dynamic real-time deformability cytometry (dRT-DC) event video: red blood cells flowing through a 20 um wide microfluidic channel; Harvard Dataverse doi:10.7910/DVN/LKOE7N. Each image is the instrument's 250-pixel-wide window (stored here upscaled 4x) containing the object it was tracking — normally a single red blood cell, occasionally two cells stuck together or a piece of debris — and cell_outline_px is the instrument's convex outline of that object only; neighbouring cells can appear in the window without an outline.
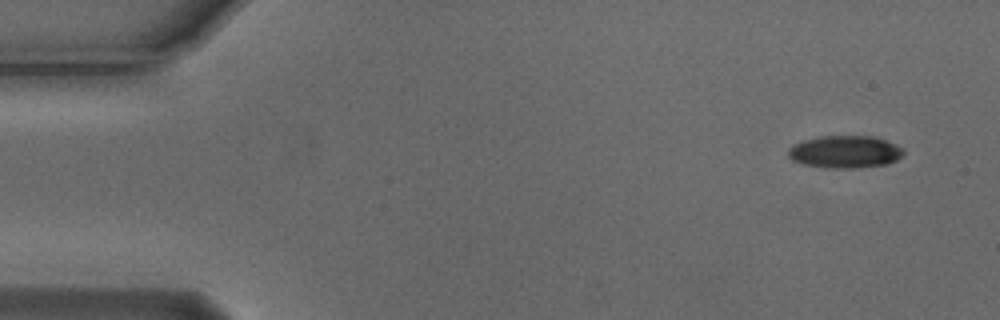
{"species": "Egyptian fruit bat (a non-hibernating species)", "species_latin": "Rousettus aegyptiacus", "temperature_condition": "cold", "stored_images_in_passage": 6, "camera_frame_rate_fps": 3000, "um_per_image_px": 0.085, "animal": {"sex": "male"}, "frame": {"image": 1, "passage_image": 1, "time_ms": 0.0, "image_size_px": [1000, 320], "cell_outline_px": [[904, 152], [896, 160], [888, 164], [856, 168], [824, 168], [804, 164], [792, 160], [788, 156], [788, 148], [792, 144], [804, 140], [820, 136], [876, 136], [896, 144]], "centroid_in_image_um": [71.8, 12.9], "position_along_channel_um": 13.2, "area_um2": 21.91}}
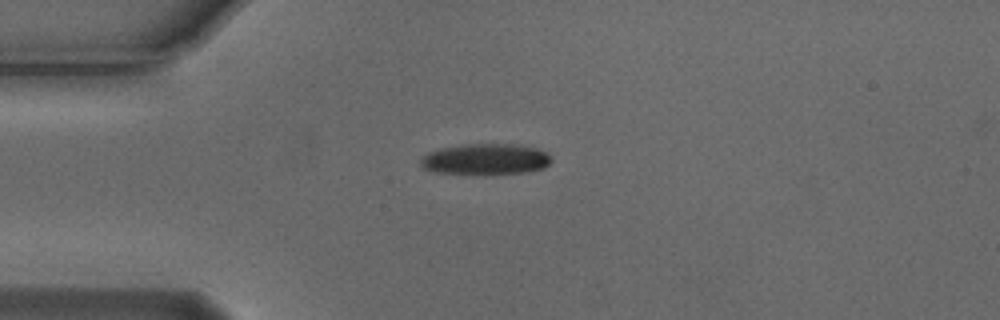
{"frame": {"image": 2, "passage_image": 4, "time_ms": 1.0, "image_size_px": [1000, 320], "cell_outline_px": [[552, 160], [544, 168], [524, 172], [484, 176], [472, 176], [436, 172], [424, 168], [420, 164], [420, 160], [428, 152], [440, 148], [468, 144], [512, 144], [536, 148], [544, 152]], "centroid_in_image_um": [41.23, 13.57], "position_along_channel_um": 43.8, "area_um2": 24.04}}
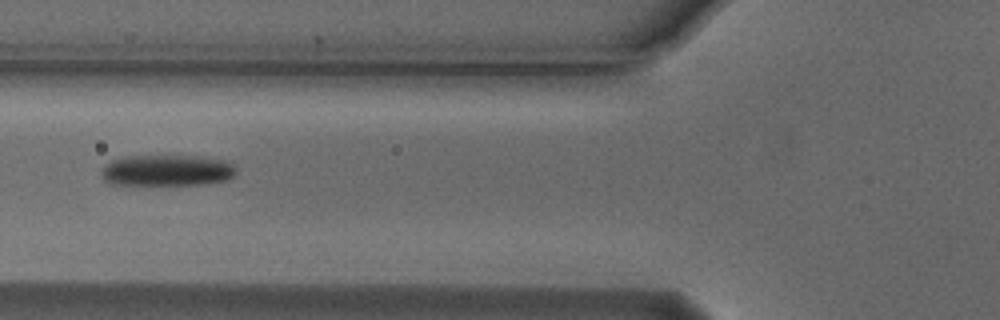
{"frame": {"image": 3, "passage_image": 6, "time_ms": 1.667, "image_size_px": [1000, 320], "cell_outline_px": [[236, 176], [228, 180], [204, 184], [112, 184], [104, 180], [100, 176], [100, 172], [112, 160], [124, 156], [200, 156], [232, 160], [236, 168]], "centroid_in_image_um": [14.29, 14.47], "position_along_channel_um": 111.5, "area_um2": 24.8}}